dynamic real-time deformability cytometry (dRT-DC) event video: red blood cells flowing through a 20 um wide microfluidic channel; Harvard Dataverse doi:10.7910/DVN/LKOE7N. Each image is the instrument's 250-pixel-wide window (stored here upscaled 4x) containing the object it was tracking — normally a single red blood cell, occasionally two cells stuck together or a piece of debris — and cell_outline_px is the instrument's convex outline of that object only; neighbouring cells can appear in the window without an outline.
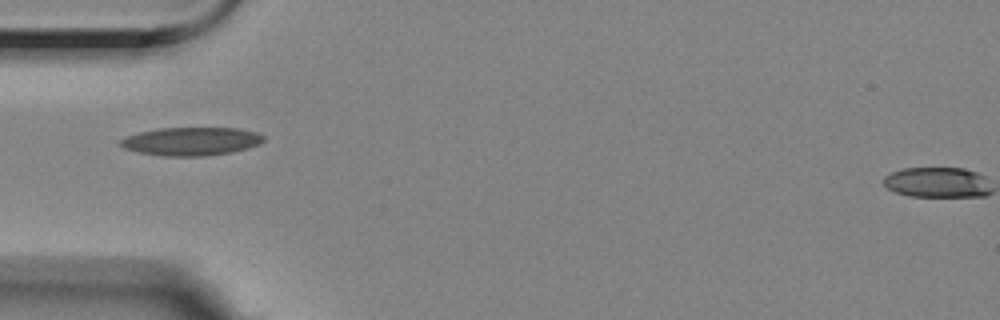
{"species": "Egyptian fruit bat (a non-hibernating species)", "species_latin": "Rousettus aegyptiacus", "temperature_condition": "room temperature", "stored_images_in_passage": 23, "camera_frame_rate_fps": 3000, "um_per_image_px": 0.085, "animal": {"sex": "female"}, "frame": {"image": 1, "passage_image": 1, "time_ms": 0.0, "image_size_px": [1000, 320], "cell_outline_px": [[264, 140], [260, 144], [248, 148], [232, 152], [204, 156], [164, 156], [140, 152], [124, 148], [120, 144], [120, 140], [128, 136], [140, 132], [160, 128], [236, 128], [256, 132], [264, 136]], "centroid_in_image_um": [16.29, 12.01], "position_along_channel_um": 68.7, "area_um2": 23.41}}
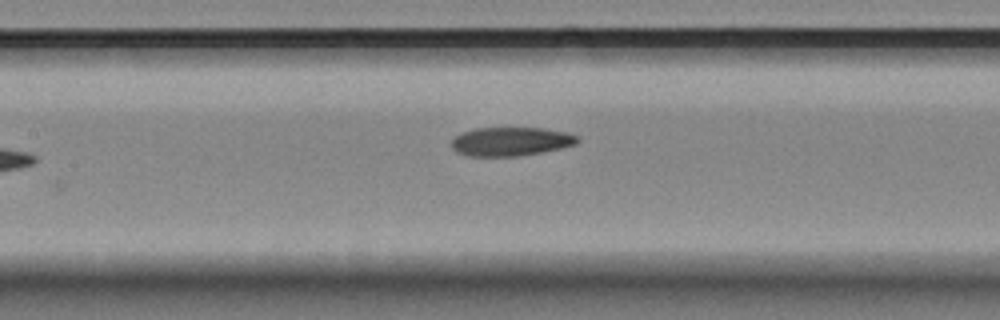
{"frame": {"image": 2, "passage_image": 9, "time_ms": 2.667, "image_size_px": [1000, 320], "cell_outline_px": [[580, 140], [576, 144], [560, 148], [520, 156], [468, 156], [456, 152], [452, 148], [452, 140], [460, 132], [476, 128], [544, 128], [568, 132], [580, 136]], "centroid_in_image_um": [43.43, 12.02], "position_along_channel_um": 164.0, "area_um2": 21.27}}
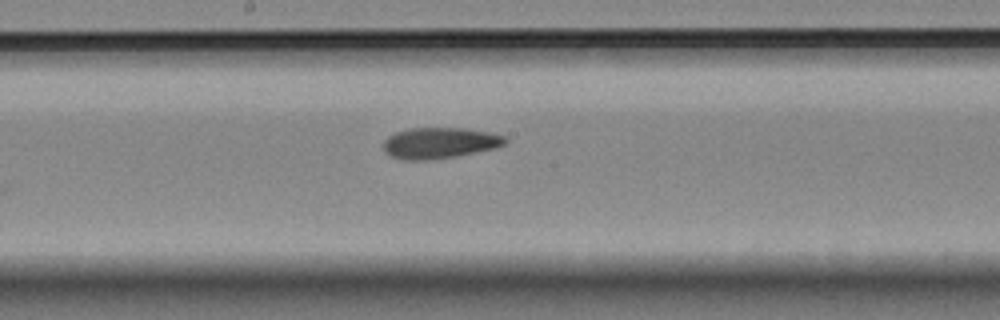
{"frame": {"image": 3, "passage_image": 13, "time_ms": 4.0, "image_size_px": [1000, 320], "cell_outline_px": [[508, 140], [504, 144], [496, 148], [456, 156], [428, 160], [404, 160], [392, 156], [384, 152], [384, 140], [388, 136], [396, 132], [408, 128], [464, 128], [488, 132], [504, 136]], "centroid_in_image_um": [37.35, 12.15], "position_along_channel_um": 210.8, "area_um2": 21.96}}